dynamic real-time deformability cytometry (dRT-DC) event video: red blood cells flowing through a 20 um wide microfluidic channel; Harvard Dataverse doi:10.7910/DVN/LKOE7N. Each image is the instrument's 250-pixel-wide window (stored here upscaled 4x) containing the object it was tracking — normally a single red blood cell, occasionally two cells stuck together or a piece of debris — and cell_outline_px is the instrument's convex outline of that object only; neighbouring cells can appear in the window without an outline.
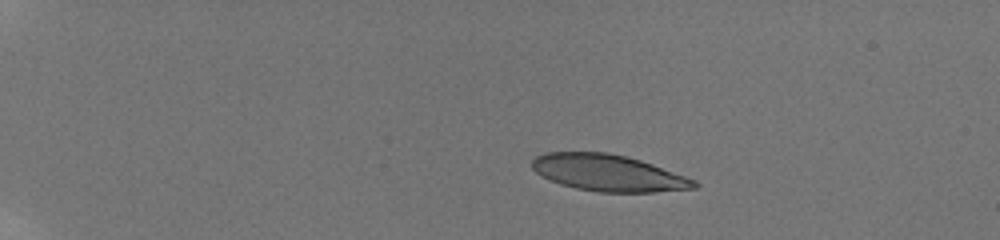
{"species": "human", "species_latin": "Homo sapiens", "temperature_condition": "room temperature", "stored_images_in_passage": 10, "camera_frame_rate_fps": 3000, "um_per_image_px": 0.085, "donor": {"sex": "male"}, "frame": {"image": 1, "passage_image": 1, "time_ms": 0.0, "image_size_px": [1000, 240], "cell_outline_px": [[700, 184], [696, 188], [656, 192], [600, 192], [576, 188], [560, 184], [536, 172], [532, 168], [532, 160], [536, 156], [544, 152], [604, 152], [624, 156], [640, 160], [652, 164], [696, 180]], "centroid_in_image_um": [51.72, 14.7], "position_along_channel_um": 33.3, "area_um2": 34.33}}
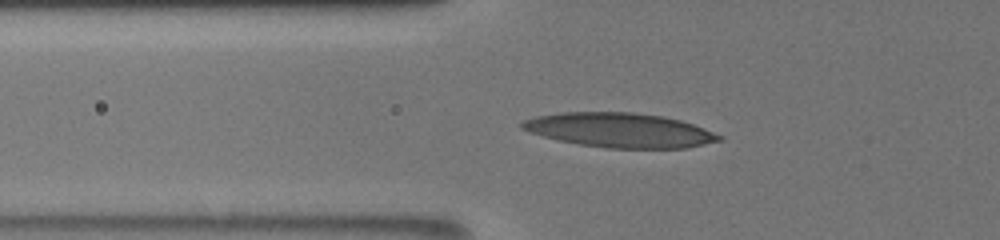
{"frame": {"image": 2, "passage_image": 9, "time_ms": 3.667, "image_size_px": [1000, 240], "cell_outline_px": [[724, 140], [688, 148], [604, 148], [580, 144], [560, 140], [528, 132], [520, 128], [520, 124], [524, 120], [536, 116], [560, 112], [632, 112], [664, 116], [680, 120], [704, 128], [724, 136]], "centroid_in_image_um": [52.71, 11.06], "position_along_channel_um": 73.1, "area_um2": 39.71}}